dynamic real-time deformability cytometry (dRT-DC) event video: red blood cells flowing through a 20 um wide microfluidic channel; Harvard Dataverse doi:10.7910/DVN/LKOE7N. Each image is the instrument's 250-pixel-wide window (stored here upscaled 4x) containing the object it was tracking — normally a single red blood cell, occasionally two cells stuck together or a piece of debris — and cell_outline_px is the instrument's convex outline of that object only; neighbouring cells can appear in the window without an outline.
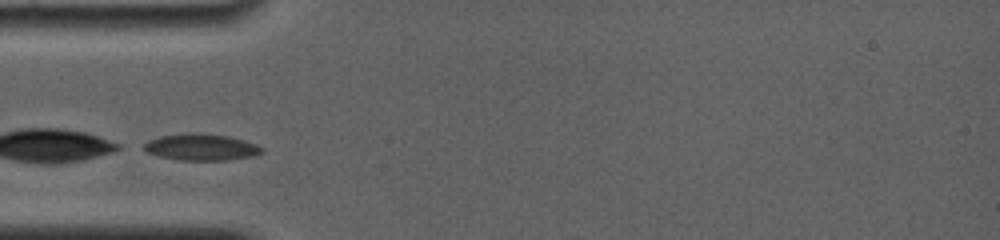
{"species": "common noctule bat (a hibernating species)", "species_latin": "Nyctalus noctula", "temperature_condition": "room temperature", "stored_images_in_passage": 4, "camera_frame_rate_fps": 4000, "um_per_image_px": 0.085, "animal": {"sex": "female", "body_mass_g": 19.0, "forearm_length_mm": 56.7}, "frame": {"image": 1, "passage_image": 1, "time_ms": 0.0, "image_size_px": [1000, 240], "cell_outline_px": [[264, 152], [252, 156], [228, 160], [180, 160], [160, 156], [148, 152], [144, 148], [144, 144], [148, 140], [160, 136], [184, 132], [200, 132], [228, 136], [244, 140], [256, 144], [264, 148]], "centroid_in_image_um": [17.12, 12.49], "position_along_channel_um": 67.9, "area_um2": 18.38}}